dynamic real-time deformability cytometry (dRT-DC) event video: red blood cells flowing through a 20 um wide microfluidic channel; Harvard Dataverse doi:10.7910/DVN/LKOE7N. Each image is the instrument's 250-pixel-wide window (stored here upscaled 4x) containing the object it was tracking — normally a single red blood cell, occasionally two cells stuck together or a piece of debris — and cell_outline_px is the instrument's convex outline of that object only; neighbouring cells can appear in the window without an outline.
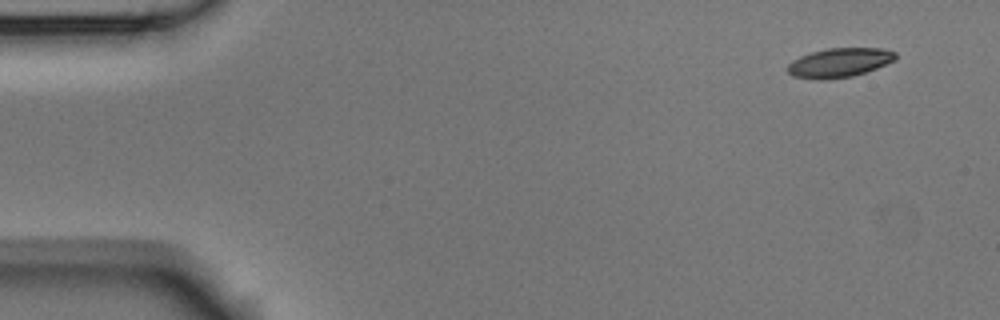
{"species": "Egyptian fruit bat (a non-hibernating species)", "species_latin": "Rousettus aegyptiacus", "temperature_condition": "room temperature", "stored_images_in_passage": 4, "camera_frame_rate_fps": 3000, "um_per_image_px": 0.085, "animal": {"sex": "male"}, "frame": {"image": 1, "passage_image": 1, "time_ms": 0.0, "image_size_px": [1000, 320], "cell_outline_px": [[896, 60], [876, 68], [852, 76], [828, 80], [816, 80], [792, 76], [788, 72], [788, 64], [792, 60], [800, 56], [812, 52], [828, 48], [880, 48], [896, 52]], "centroid_in_image_um": [71.33, 5.33], "position_along_channel_um": 13.7, "area_um2": 18.44}}
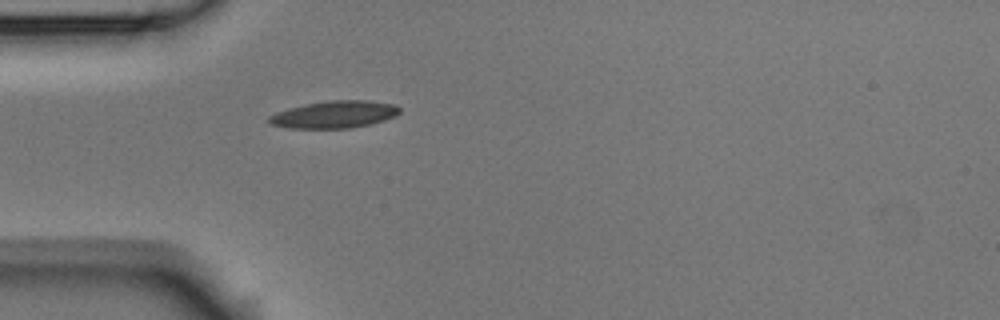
{"frame": {"image": 2, "passage_image": 4, "time_ms": 1.0, "image_size_px": [1000, 320], "cell_outline_px": [[400, 112], [396, 116], [384, 120], [352, 128], [288, 128], [268, 124], [268, 116], [276, 112], [288, 108], [304, 104], [328, 100], [368, 100], [392, 104], [400, 108]], "centroid_in_image_um": [28.38, 9.73], "position_along_channel_um": 56.6, "area_um2": 20.81}}